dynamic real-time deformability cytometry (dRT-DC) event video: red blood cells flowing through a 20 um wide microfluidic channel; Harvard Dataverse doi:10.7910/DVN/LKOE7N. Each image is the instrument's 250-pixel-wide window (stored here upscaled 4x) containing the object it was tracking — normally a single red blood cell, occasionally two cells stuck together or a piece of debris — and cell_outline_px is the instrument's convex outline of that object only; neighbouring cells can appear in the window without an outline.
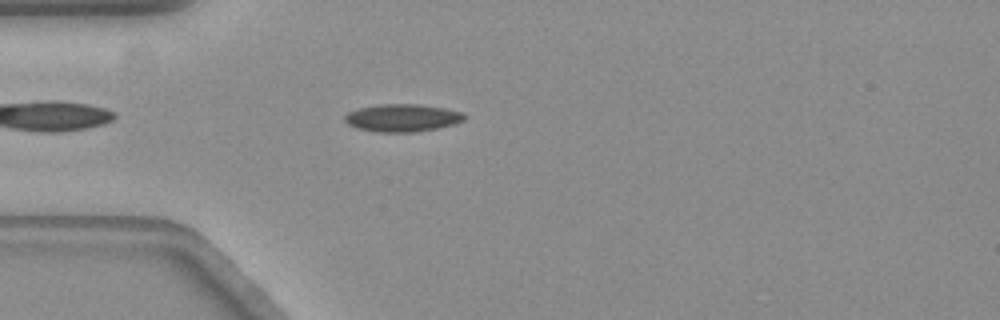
{"species": "common noctule bat (a hibernating species)", "species_latin": "Nyctalus noctula", "temperature_condition": "warm", "stored_images_in_passage": 48, "camera_frame_rate_fps": 3000, "um_per_image_px": 0.085, "animal": {"sex": "female", "body_mass_g": 19.3, "forearm_length_mm": 54.1}, "frame": {"image": 1, "passage_image": 6, "time_ms": 1.667, "image_size_px": [1000, 320], "cell_outline_px": [[464, 120], [452, 124], [436, 128], [416, 132], [376, 132], [356, 128], [348, 124], [344, 120], [344, 116], [348, 112], [360, 108], [376, 104], [420, 104], [444, 108], [464, 112]], "centroid_in_image_um": [34.17, 10.01], "position_along_channel_um": 50.8, "area_um2": 19.25}}
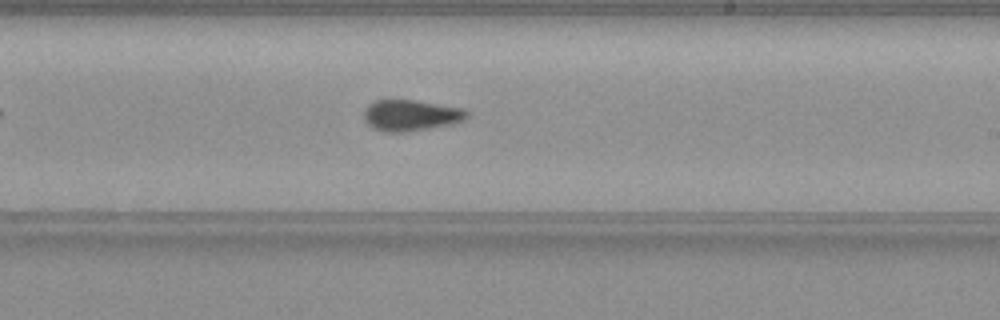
{"frame": {"image": 2, "passage_image": 24, "time_ms": 7.667, "image_size_px": [1000, 320], "cell_outline_px": [[468, 116], [464, 120], [452, 124], [404, 132], [384, 132], [372, 128], [364, 120], [364, 108], [368, 104], [376, 100], [412, 100], [464, 108], [468, 112]], "centroid_in_image_um": [34.9, 9.8], "position_along_channel_um": 254.1, "area_um2": 18.67}}
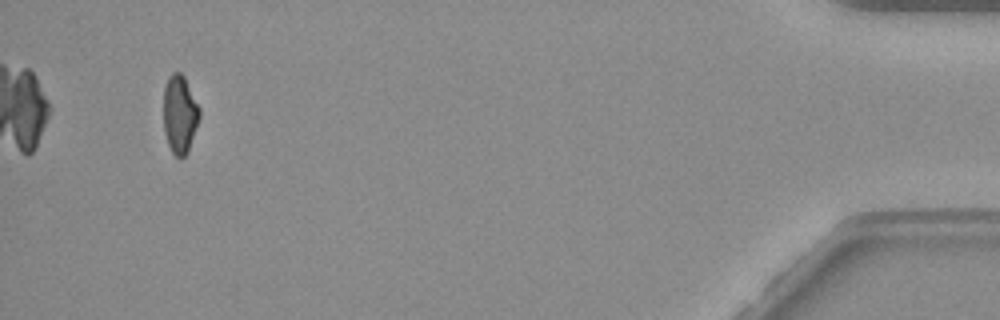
{"frame": {"image": 3, "passage_image": 45, "time_ms": 14.667, "image_size_px": [1000, 320], "cell_outline_px": [[200, 120], [188, 152], [180, 160], [172, 152], [168, 144], [164, 132], [164, 88], [168, 76], [172, 72], [180, 72], [184, 76], [200, 108]], "centroid_in_image_um": [15.29, 9.73], "position_along_channel_um": 419.9, "area_um2": 16.65}, "authors_computed_cell_mechanics": {"area_um2": 18.4382, "velocity_mm_per_s": 3.5421, "shape_relaxation_time_tau1_ms": 8.8944, "shape_relaxation_time_tau2_ms": 2.4713, "deformation_change_tau1": 0.199, "deformation_change_tau2": 0.0674}}